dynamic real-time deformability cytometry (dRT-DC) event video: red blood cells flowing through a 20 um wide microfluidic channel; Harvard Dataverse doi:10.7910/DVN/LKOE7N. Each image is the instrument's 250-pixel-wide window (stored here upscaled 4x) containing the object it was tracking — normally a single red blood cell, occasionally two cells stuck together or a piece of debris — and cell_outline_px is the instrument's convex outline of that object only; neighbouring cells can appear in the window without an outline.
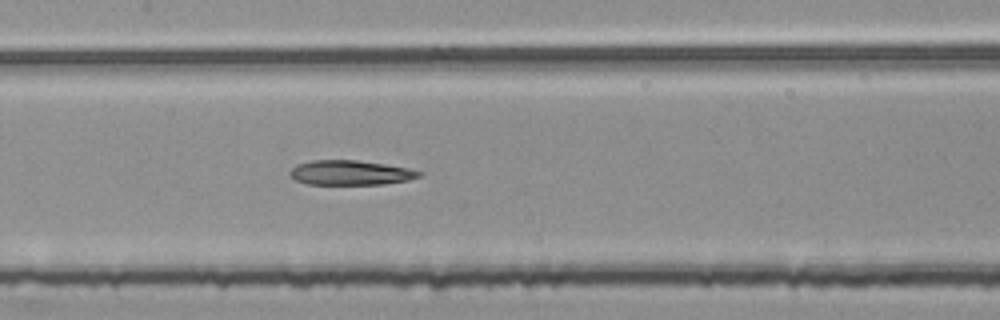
{"species": "common noctule bat (a hibernating species)", "species_latin": "Nyctalus noctula", "temperature_condition": "room temperature", "stored_images_in_passage": 50, "segment_of_instrument_passage": [2, 2], "camera_frame_rate_fps": 3000, "um_per_image_px": 0.085, "animal": {"sex": "female", "body_mass_g": 25.1}, "frame": {"image": 1, "passage_image": 22, "time_ms": 7.0, "image_size_px": [1000, 320], "cell_outline_px": [[424, 176], [408, 180], [384, 184], [308, 184], [296, 180], [288, 172], [296, 164], [312, 160], [360, 160], [408, 168], [424, 172]], "centroid_in_image_um": [29.83, 14.67], "position_along_channel_um": 177.6, "area_um2": 18.67}}
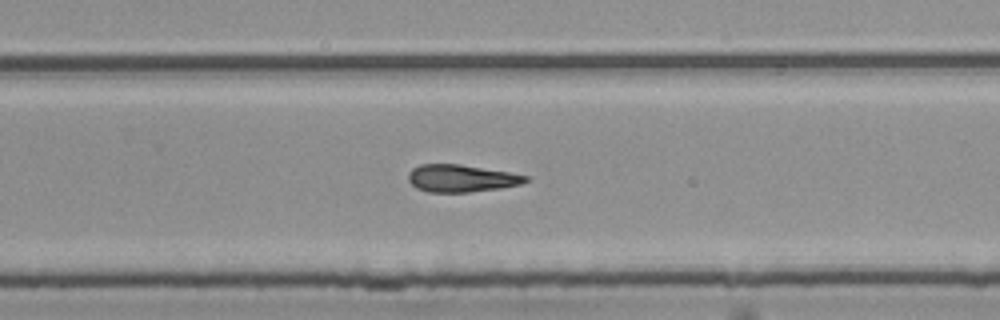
{"frame": {"image": 2, "passage_image": 31, "time_ms": 10.0, "image_size_px": [1000, 320], "cell_outline_px": [[532, 180], [520, 184], [500, 188], [468, 192], [428, 192], [416, 188], [408, 180], [408, 172], [412, 168], [420, 164], [460, 164], [532, 176]], "centroid_in_image_um": [39.23, 15.15], "position_along_channel_um": 290.6, "area_um2": 18.84}}
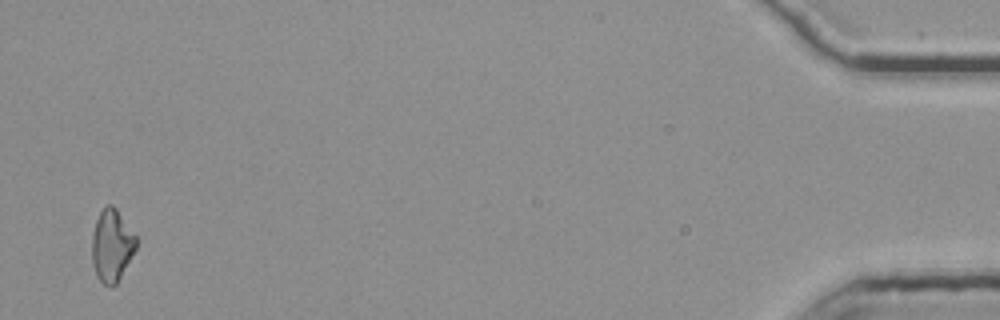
{"frame": {"image": 3, "passage_image": 49, "time_ms": 16.0, "image_size_px": [1000, 320], "cell_outline_px": [[140, 240], [136, 248], [116, 284], [112, 288], [108, 288], [96, 276], [92, 264], [92, 232], [96, 220], [100, 212], [108, 204], [112, 204], [116, 208]], "centroid_in_image_um": [9.51, 20.87], "position_along_channel_um": 425.7, "area_um2": 18.84}}